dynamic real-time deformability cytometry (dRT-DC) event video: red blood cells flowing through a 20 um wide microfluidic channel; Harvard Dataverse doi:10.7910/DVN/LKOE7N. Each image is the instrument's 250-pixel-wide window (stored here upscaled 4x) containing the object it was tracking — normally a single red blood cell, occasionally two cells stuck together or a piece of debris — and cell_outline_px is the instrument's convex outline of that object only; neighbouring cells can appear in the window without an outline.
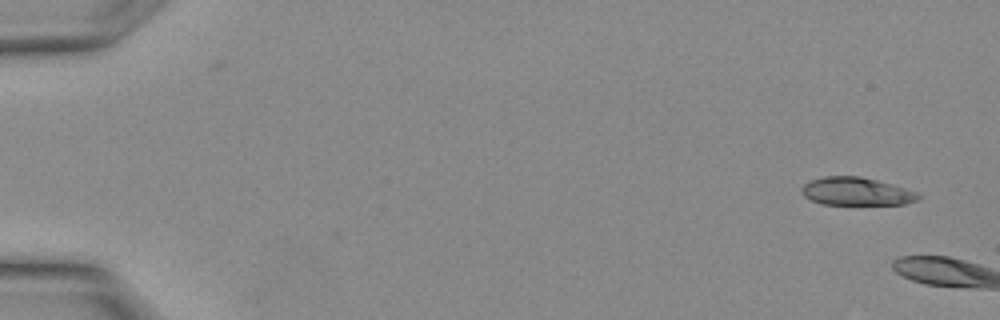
{"species": "Egyptian fruit bat (a non-hibernating species)", "species_latin": "Rousettus aegyptiacus", "temperature_condition": "warm", "stored_images_in_passage": 3, "camera_frame_rate_fps": 3000, "um_per_image_px": 0.085, "animal": {"sex": "female"}, "frame": {"image": 1, "passage_image": 1, "time_ms": 0.0, "image_size_px": [1000, 320], "cell_outline_px": [[920, 200], [904, 204], [824, 204], [812, 200], [804, 196], [800, 192], [800, 188], [804, 184], [812, 180], [824, 176], [860, 176], [876, 180], [920, 192]], "centroid_in_image_um": [72.81, 16.27], "position_along_channel_um": 12.2, "area_um2": 19.02}}